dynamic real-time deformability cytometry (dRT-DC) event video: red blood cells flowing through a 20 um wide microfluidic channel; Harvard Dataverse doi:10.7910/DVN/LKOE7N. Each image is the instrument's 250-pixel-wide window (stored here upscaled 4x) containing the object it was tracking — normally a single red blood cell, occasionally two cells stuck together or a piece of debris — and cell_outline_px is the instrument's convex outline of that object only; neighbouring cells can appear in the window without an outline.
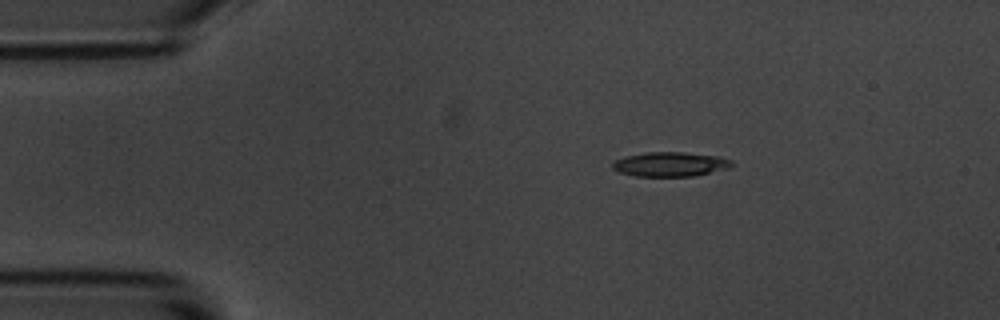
{"species": "common noctule bat (a hibernating species)", "species_latin": "Nyctalus noctula", "temperature_condition": "room temperature", "stored_images_in_passage": 8, "camera_frame_rate_fps": 3000, "um_per_image_px": 0.085, "animal": {"sex": "male", "body_mass_g": 20.1, "forearm_length_mm": 53.5}, "frame": {"image": 1, "passage_image": 2, "time_ms": 0.333, "image_size_px": [1000, 320], "cell_outline_px": [[736, 164], [728, 168], [692, 176], [636, 176], [620, 172], [612, 168], [612, 164], [616, 160], [624, 156], [644, 152], [684, 152], [720, 156], [732, 160]], "centroid_in_image_um": [56.99, 13.95], "position_along_channel_um": 28.0, "area_um2": 17.05}}
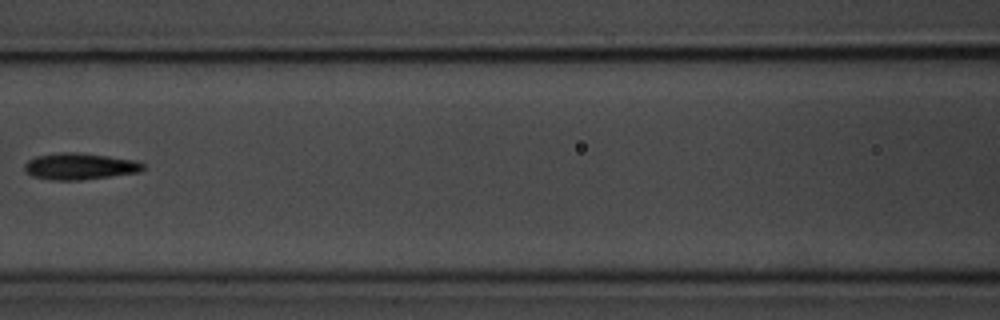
{"frame": {"image": 2, "passage_image": 6, "time_ms": 1.667, "image_size_px": [1000, 320], "cell_outline_px": [[144, 168], [140, 172], [80, 180], [52, 180], [32, 176], [24, 172], [24, 164], [28, 160], [36, 156], [60, 152], [80, 152], [136, 160], [144, 164]], "centroid_in_image_um": [6.75, 14.13], "position_along_channel_um": 159.8, "area_um2": 18.44}}
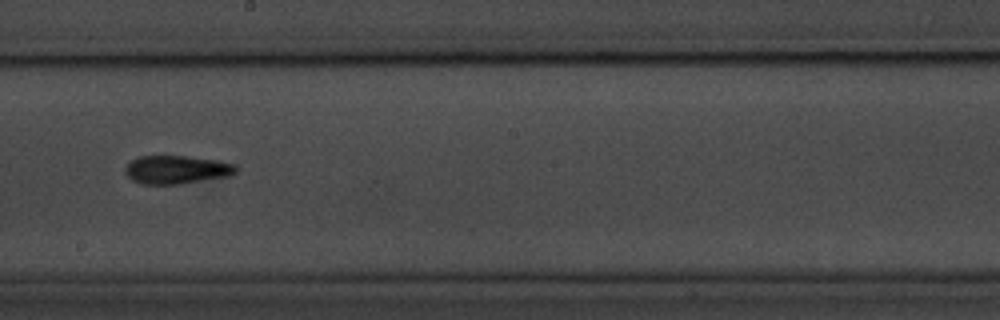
{"frame": {"image": 3, "passage_image": 8, "time_ms": 2.333, "image_size_px": [1000, 320], "cell_outline_px": [[240, 168], [232, 176], [180, 184], [144, 184], [132, 180], [124, 172], [124, 168], [132, 160], [140, 156], [188, 156], [216, 160], [236, 164]], "centroid_in_image_um": [15.06, 14.42], "position_along_channel_um": 233.1, "area_um2": 18.5}}